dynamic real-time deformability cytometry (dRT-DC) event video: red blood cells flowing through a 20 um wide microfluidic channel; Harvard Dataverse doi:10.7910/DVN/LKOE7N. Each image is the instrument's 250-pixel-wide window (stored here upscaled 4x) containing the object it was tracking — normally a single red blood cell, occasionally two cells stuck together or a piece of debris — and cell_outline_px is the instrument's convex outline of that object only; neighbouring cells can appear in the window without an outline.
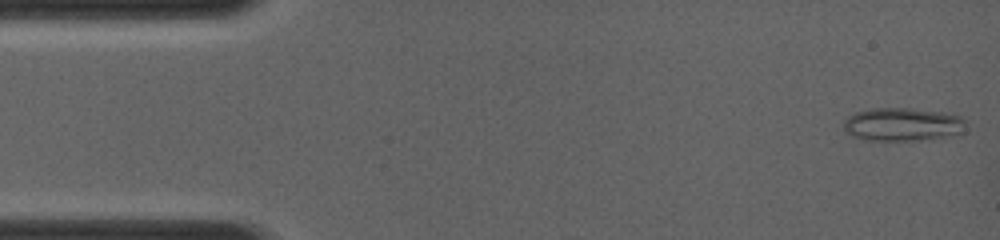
{"species": "common noctule bat (a hibernating species)", "species_latin": "Nyctalus noctula", "temperature_condition": "room temperature", "stored_images_in_passage": 6, "camera_frame_rate_fps": 4000, "um_per_image_px": 0.085, "animal": {"sex": "female", "body_mass_g": 19.0, "forearm_length_mm": 56.7}, "frame": {"image": 1, "passage_image": 1, "time_ms": 0.0, "image_size_px": [1000, 240], "cell_outline_px": [[964, 132], [944, 136], [920, 140], [864, 140], [852, 136], [844, 132], [844, 120], [848, 116], [856, 112], [872, 108], [912, 108], [944, 112], [960, 116], [964, 120]], "centroid_in_image_um": [76.67, 10.56], "position_along_channel_um": 8.3, "area_um2": 23.7}}